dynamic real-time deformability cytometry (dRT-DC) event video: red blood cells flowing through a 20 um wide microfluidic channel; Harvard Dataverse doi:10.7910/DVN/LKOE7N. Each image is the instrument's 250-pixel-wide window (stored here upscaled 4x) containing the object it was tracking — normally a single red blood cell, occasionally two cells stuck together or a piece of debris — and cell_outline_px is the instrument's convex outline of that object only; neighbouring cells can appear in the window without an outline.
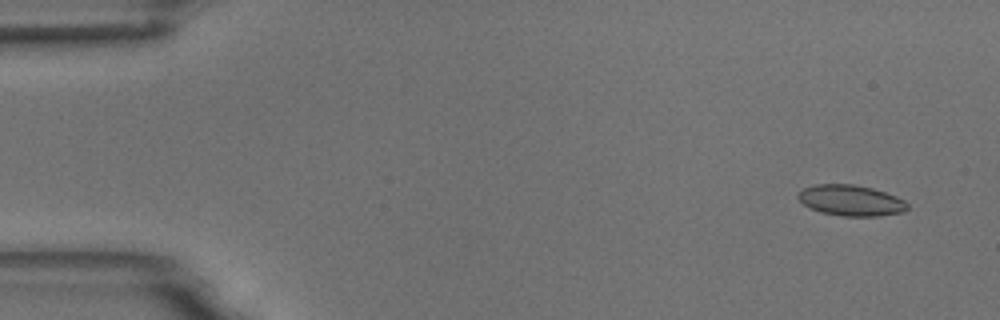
{"species": "common noctule bat (a hibernating species)", "species_latin": "Nyctalus noctula", "temperature_condition": "room temperature", "stored_images_in_passage": 5, "camera_frame_rate_fps": 3000, "um_per_image_px": 0.085, "animal": {"sex": "male", "body_mass_g": 18.8}, "frame": {"image": 1, "passage_image": 2, "time_ms": 1.0, "image_size_px": [1000, 320], "cell_outline_px": [[908, 208], [904, 212], [876, 216], [840, 216], [820, 212], [804, 204], [796, 196], [804, 188], [816, 184], [852, 184], [872, 188], [896, 196], [904, 200], [908, 204]], "centroid_in_image_um": [72.34, 17.04], "position_along_channel_um": 12.7, "area_um2": 19.54}}
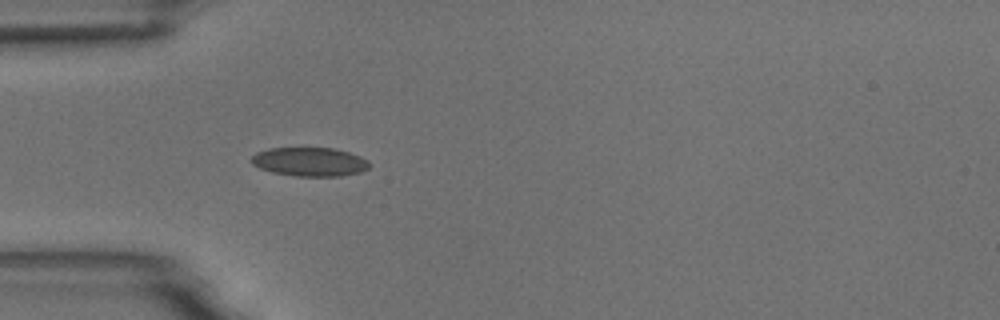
{"frame": {"image": 2, "passage_image": 5, "time_ms": 5.333, "image_size_px": [1000, 320], "cell_outline_px": [[372, 164], [368, 168], [360, 172], [340, 176], [296, 176], [272, 172], [260, 168], [252, 164], [252, 156], [256, 152], [268, 148], [332, 148], [348, 152], [360, 156], [368, 160]], "centroid_in_image_um": [26.34, 13.75], "position_along_channel_um": 58.7, "area_um2": 19.83}}